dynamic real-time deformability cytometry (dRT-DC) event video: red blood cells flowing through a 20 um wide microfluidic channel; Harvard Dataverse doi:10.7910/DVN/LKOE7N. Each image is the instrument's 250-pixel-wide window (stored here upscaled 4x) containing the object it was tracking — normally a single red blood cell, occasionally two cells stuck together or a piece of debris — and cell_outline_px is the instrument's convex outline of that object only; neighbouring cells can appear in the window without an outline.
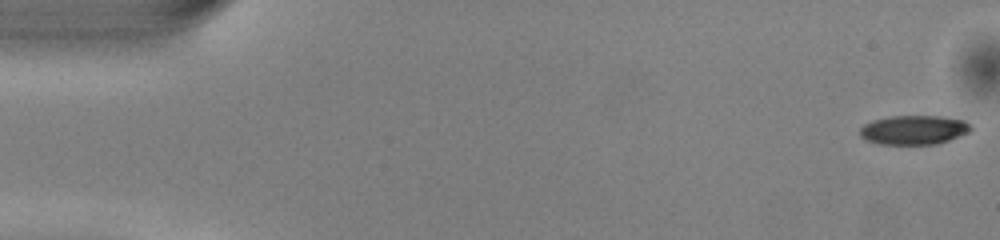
{"species": "common noctule bat (a hibernating species)", "species_latin": "Nyctalus noctula", "temperature_condition": "warm", "stored_images_in_passage": 50, "camera_frame_rate_fps": 3000, "um_per_image_px": 0.085, "animal": {"sex": "male", "body_mass_g": 13.0, "forearm_length_mm": 53.1}, "frame": {"image": 1, "passage_image": 1, "time_ms": 0.0, "image_size_px": [1000, 240], "cell_outline_px": [[972, 128], [968, 132], [948, 140], [936, 144], [880, 144], [864, 140], [860, 136], [860, 128], [864, 124], [872, 120], [892, 116], [940, 116], [964, 120]], "centroid_in_image_um": [77.62, 11.04], "position_along_channel_um": 7.4, "area_um2": 18.79}}
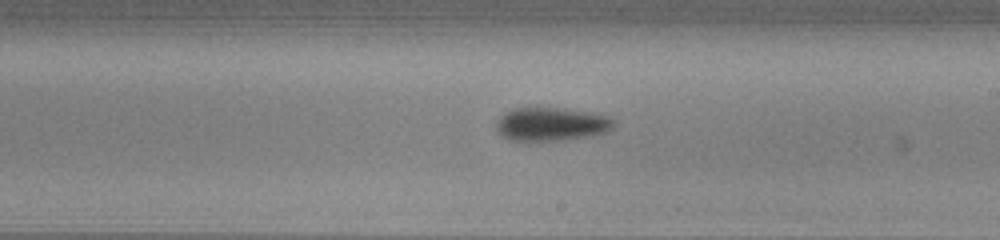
{"frame": {"image": 2, "passage_image": 29, "time_ms": 9.333, "image_size_px": [1000, 240], "cell_outline_px": [[616, 124], [608, 132], [592, 136], [564, 140], [508, 140], [496, 132], [496, 120], [504, 112], [512, 108], [536, 104], [600, 112], [616, 120]], "centroid_in_image_um": [46.88, 10.49], "position_along_channel_um": 242.1, "area_um2": 24.45}}
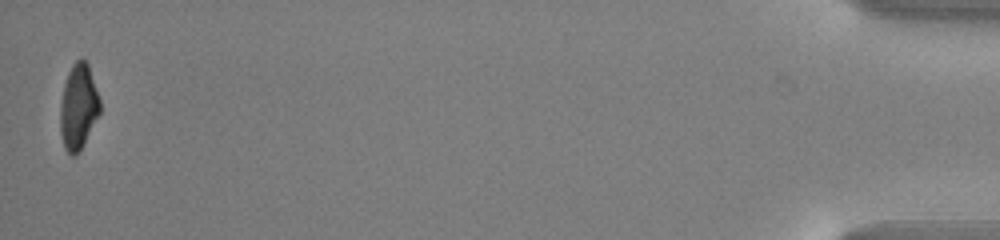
{"frame": {"image": 3, "passage_image": 50, "time_ms": 16.333, "image_size_px": [1000, 240], "cell_outline_px": [[100, 112], [80, 152], [76, 156], [72, 156], [64, 148], [60, 132], [60, 104], [64, 84], [68, 72], [72, 64], [76, 60], [84, 60], [88, 64], [100, 100]], "centroid_in_image_um": [6.65, 9.12], "position_along_channel_um": 428.5, "area_um2": 19.77}, "authors_computed_cell_mechanics": {"area_um2": 21.386, "velocity_mm_per_s": 4.0805, "shape_relaxation_time_tau1_ms": 2.7074, "shape_relaxation_time_tau2_ms": null, "deformation_change_tau1": 0.1472, "deformation_change_tau2": null}}